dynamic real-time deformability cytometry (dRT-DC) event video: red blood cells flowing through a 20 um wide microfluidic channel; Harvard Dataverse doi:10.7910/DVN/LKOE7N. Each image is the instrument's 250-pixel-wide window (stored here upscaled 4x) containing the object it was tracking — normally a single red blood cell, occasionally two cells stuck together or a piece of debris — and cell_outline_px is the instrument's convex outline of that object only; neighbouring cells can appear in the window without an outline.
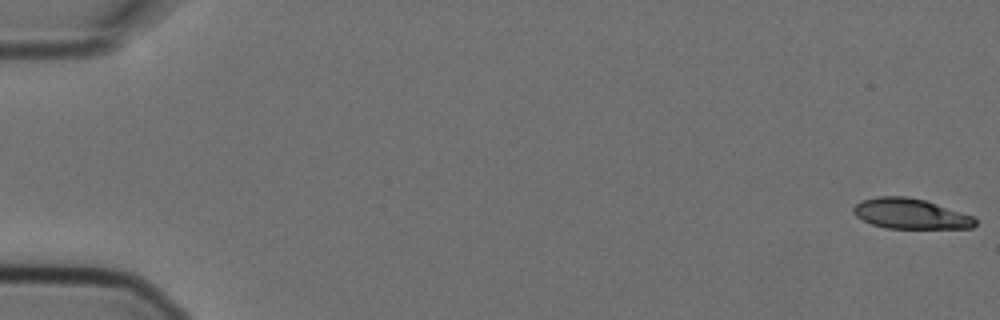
{"species": "Egyptian fruit bat (a non-hibernating species)", "species_latin": "Rousettus aegyptiacus", "temperature_condition": "cold", "stored_images_in_passage": 6, "camera_frame_rate_fps": 3000, "um_per_image_px": 0.085, "animal": {"sex": "female"}, "frame": {"image": 1, "passage_image": 1, "time_ms": 0.0, "image_size_px": [1000, 320], "cell_outline_px": [[976, 224], [972, 228], [884, 228], [872, 224], [856, 216], [852, 212], [852, 208], [860, 200], [876, 196], [908, 196], [924, 200], [972, 216], [976, 220]], "centroid_in_image_um": [77.33, 18.16], "position_along_channel_um": 7.7, "area_um2": 21.39}}
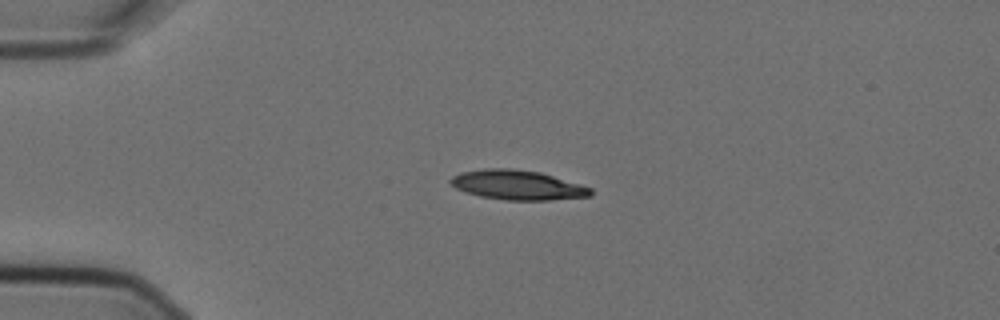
{"frame": {"image": 2, "passage_image": 4, "time_ms": 1.0, "image_size_px": [1000, 320], "cell_outline_px": [[592, 196], [548, 200], [504, 200], [480, 196], [464, 192], [456, 188], [448, 180], [452, 176], [460, 172], [484, 168], [512, 168], [540, 172], [580, 184], [592, 188]], "centroid_in_image_um": [43.96, 15.72], "position_along_channel_um": 41.0, "area_um2": 24.28}}
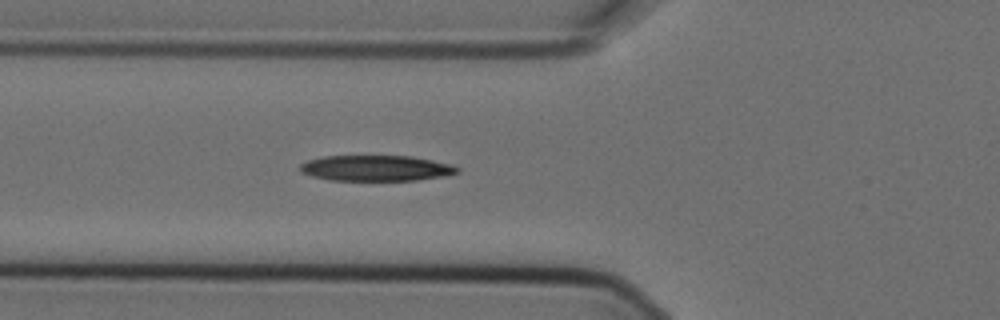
{"frame": {"image": 3, "passage_image": 6, "time_ms": 1.667, "image_size_px": [1000, 320], "cell_outline_px": [[460, 172], [448, 176], [416, 180], [328, 180], [312, 176], [300, 172], [300, 164], [308, 160], [324, 156], [412, 156], [452, 164], [460, 168]], "centroid_in_image_um": [32.01, 14.29], "position_along_channel_um": 93.8, "area_um2": 23.7}}